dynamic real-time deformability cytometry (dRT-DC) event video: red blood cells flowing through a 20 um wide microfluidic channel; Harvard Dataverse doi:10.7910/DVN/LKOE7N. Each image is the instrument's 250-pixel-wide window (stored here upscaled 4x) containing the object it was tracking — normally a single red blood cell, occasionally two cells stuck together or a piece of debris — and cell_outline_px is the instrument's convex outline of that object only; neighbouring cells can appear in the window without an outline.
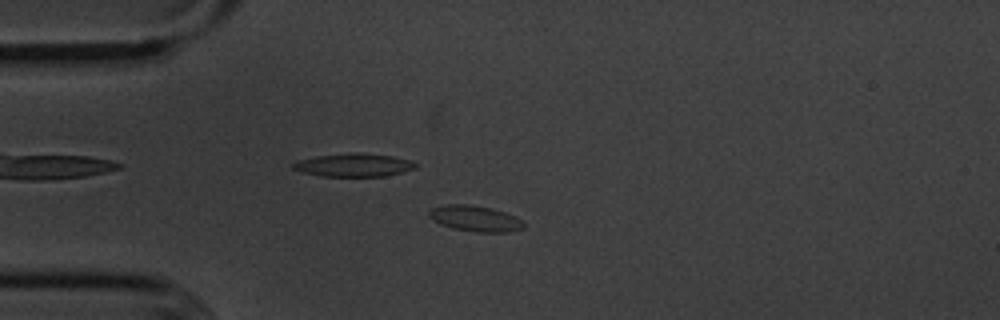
{"species": "common noctule bat (a hibernating species)", "species_latin": "Nyctalus noctula", "temperature_condition": "cold", "stored_images_in_passage": 56, "camera_frame_rate_fps": 3000, "um_per_image_px": 0.085, "animal": {"sex": "male", "body_mass_g": 20.1, "forearm_length_mm": 53.5}, "frame": {"image": 1, "passage_image": 14, "time_ms": 4.333, "image_size_px": [1000, 320], "cell_outline_px": [[524, 228], [508, 232], [476, 232], [452, 228], [440, 224], [428, 216], [428, 212], [432, 208], [444, 204], [468, 204], [492, 208], [516, 216], [524, 224]], "centroid_in_image_um": [40.37, 18.57], "position_along_channel_um": 44.6, "area_um2": 14.28}}
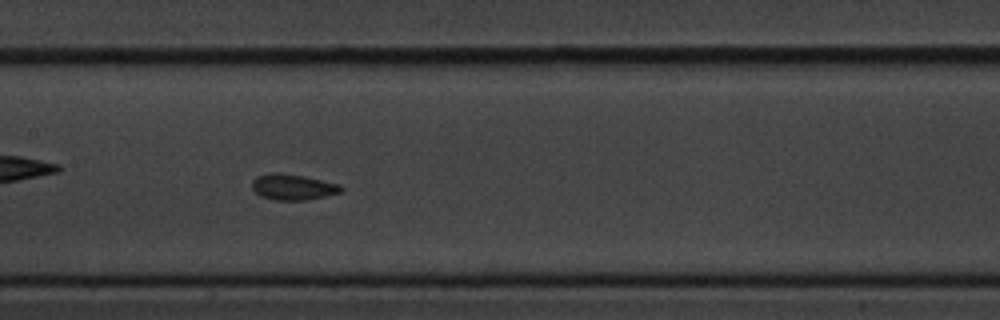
{"frame": {"image": 2, "passage_image": 27, "time_ms": 8.667, "image_size_px": [1000, 320], "cell_outline_px": [[344, 188], [340, 192], [308, 200], [272, 200], [260, 196], [252, 188], [252, 180], [256, 176], [268, 172], [280, 172], [304, 176], [340, 184]], "centroid_in_image_um": [24.86, 15.88], "position_along_channel_um": 182.5, "area_um2": 13.58}}
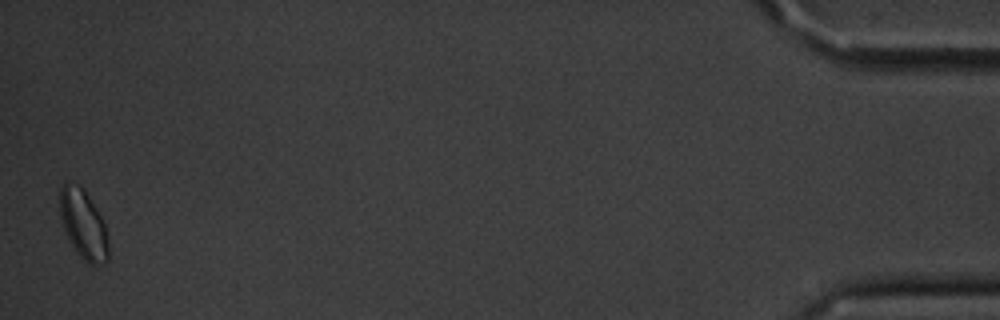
{"frame": {"image": 3, "passage_image": 55, "time_ms": 18.0, "image_size_px": [1000, 320], "cell_outline_px": [[108, 264], [88, 264], [76, 252], [64, 232], [60, 216], [60, 188], [64, 184], [72, 180], [80, 184], [84, 188], [100, 216], [104, 224], [108, 240]], "centroid_in_image_um": [7.07, 19.06], "position_along_channel_um": 428.1, "area_um2": 19.77}, "authors_computed_cell_mechanics": {"area_um2": 13.6119, "velocity_mm_per_s": 3.5922, "shape_relaxation_time_tau1_ms": 2.0608, "shape_relaxation_time_tau2_ms": 1.1844, "deformation_change_tau1": 0.0893, "deformation_change_tau2": 0.0617}}